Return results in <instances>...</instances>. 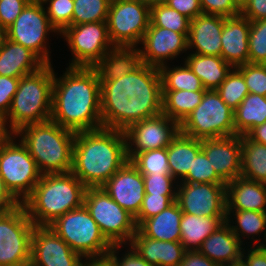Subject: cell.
I'll use <instances>...</instances> for the list:
<instances>
[{
	"instance_id": "obj_40",
	"label": "cell",
	"mask_w": 266,
	"mask_h": 266,
	"mask_svg": "<svg viewBox=\"0 0 266 266\" xmlns=\"http://www.w3.org/2000/svg\"><path fill=\"white\" fill-rule=\"evenodd\" d=\"M46 6V14L50 24L60 33L68 26L72 25V15L74 8L73 0H40ZM49 3V4H48Z\"/></svg>"
},
{
	"instance_id": "obj_27",
	"label": "cell",
	"mask_w": 266,
	"mask_h": 266,
	"mask_svg": "<svg viewBox=\"0 0 266 266\" xmlns=\"http://www.w3.org/2000/svg\"><path fill=\"white\" fill-rule=\"evenodd\" d=\"M182 210L177 201L158 215L146 219L137 229L146 237L160 241H180Z\"/></svg>"
},
{
	"instance_id": "obj_44",
	"label": "cell",
	"mask_w": 266,
	"mask_h": 266,
	"mask_svg": "<svg viewBox=\"0 0 266 266\" xmlns=\"http://www.w3.org/2000/svg\"><path fill=\"white\" fill-rule=\"evenodd\" d=\"M176 201V195H149L145 194L141 209L134 218L137 228L146 220L158 215Z\"/></svg>"
},
{
	"instance_id": "obj_54",
	"label": "cell",
	"mask_w": 266,
	"mask_h": 266,
	"mask_svg": "<svg viewBox=\"0 0 266 266\" xmlns=\"http://www.w3.org/2000/svg\"><path fill=\"white\" fill-rule=\"evenodd\" d=\"M21 203L11 194L0 177V215L17 208Z\"/></svg>"
},
{
	"instance_id": "obj_6",
	"label": "cell",
	"mask_w": 266,
	"mask_h": 266,
	"mask_svg": "<svg viewBox=\"0 0 266 266\" xmlns=\"http://www.w3.org/2000/svg\"><path fill=\"white\" fill-rule=\"evenodd\" d=\"M45 64L38 71L20 78L6 120L14 133L21 127L51 119L54 69Z\"/></svg>"
},
{
	"instance_id": "obj_34",
	"label": "cell",
	"mask_w": 266,
	"mask_h": 266,
	"mask_svg": "<svg viewBox=\"0 0 266 266\" xmlns=\"http://www.w3.org/2000/svg\"><path fill=\"white\" fill-rule=\"evenodd\" d=\"M205 91H162V113L181 124L201 103Z\"/></svg>"
},
{
	"instance_id": "obj_39",
	"label": "cell",
	"mask_w": 266,
	"mask_h": 266,
	"mask_svg": "<svg viewBox=\"0 0 266 266\" xmlns=\"http://www.w3.org/2000/svg\"><path fill=\"white\" fill-rule=\"evenodd\" d=\"M131 163L141 174H170L167 148L139 153L131 160Z\"/></svg>"
},
{
	"instance_id": "obj_36",
	"label": "cell",
	"mask_w": 266,
	"mask_h": 266,
	"mask_svg": "<svg viewBox=\"0 0 266 266\" xmlns=\"http://www.w3.org/2000/svg\"><path fill=\"white\" fill-rule=\"evenodd\" d=\"M190 21L184 14L170 8L167 4L150 8V24L157 27L170 29L177 33H183L187 37L190 30Z\"/></svg>"
},
{
	"instance_id": "obj_46",
	"label": "cell",
	"mask_w": 266,
	"mask_h": 266,
	"mask_svg": "<svg viewBox=\"0 0 266 266\" xmlns=\"http://www.w3.org/2000/svg\"><path fill=\"white\" fill-rule=\"evenodd\" d=\"M122 244L112 245V248L108 252L106 260L110 263L111 266H153L143 259L136 250L129 245L127 253L122 257L118 256V249H121Z\"/></svg>"
},
{
	"instance_id": "obj_11",
	"label": "cell",
	"mask_w": 266,
	"mask_h": 266,
	"mask_svg": "<svg viewBox=\"0 0 266 266\" xmlns=\"http://www.w3.org/2000/svg\"><path fill=\"white\" fill-rule=\"evenodd\" d=\"M84 206L112 245L122 244L125 246L130 243L132 236L137 231L135 219L104 189L101 187L87 188Z\"/></svg>"
},
{
	"instance_id": "obj_55",
	"label": "cell",
	"mask_w": 266,
	"mask_h": 266,
	"mask_svg": "<svg viewBox=\"0 0 266 266\" xmlns=\"http://www.w3.org/2000/svg\"><path fill=\"white\" fill-rule=\"evenodd\" d=\"M246 136L254 142L266 145V122L252 128Z\"/></svg>"
},
{
	"instance_id": "obj_7",
	"label": "cell",
	"mask_w": 266,
	"mask_h": 266,
	"mask_svg": "<svg viewBox=\"0 0 266 266\" xmlns=\"http://www.w3.org/2000/svg\"><path fill=\"white\" fill-rule=\"evenodd\" d=\"M49 227L86 261L106 260L112 248L84 204L61 215Z\"/></svg>"
},
{
	"instance_id": "obj_15",
	"label": "cell",
	"mask_w": 266,
	"mask_h": 266,
	"mask_svg": "<svg viewBox=\"0 0 266 266\" xmlns=\"http://www.w3.org/2000/svg\"><path fill=\"white\" fill-rule=\"evenodd\" d=\"M180 132V124L161 113L131 124L125 131L127 158L148 150L167 148Z\"/></svg>"
},
{
	"instance_id": "obj_61",
	"label": "cell",
	"mask_w": 266,
	"mask_h": 266,
	"mask_svg": "<svg viewBox=\"0 0 266 266\" xmlns=\"http://www.w3.org/2000/svg\"><path fill=\"white\" fill-rule=\"evenodd\" d=\"M227 266H244V265L241 262H239V263L230 264V265H227Z\"/></svg>"
},
{
	"instance_id": "obj_14",
	"label": "cell",
	"mask_w": 266,
	"mask_h": 266,
	"mask_svg": "<svg viewBox=\"0 0 266 266\" xmlns=\"http://www.w3.org/2000/svg\"><path fill=\"white\" fill-rule=\"evenodd\" d=\"M34 227L23 204L0 215V266L30 264Z\"/></svg>"
},
{
	"instance_id": "obj_3",
	"label": "cell",
	"mask_w": 266,
	"mask_h": 266,
	"mask_svg": "<svg viewBox=\"0 0 266 266\" xmlns=\"http://www.w3.org/2000/svg\"><path fill=\"white\" fill-rule=\"evenodd\" d=\"M124 131L101 128L75 134L72 173L87 187H101L126 162Z\"/></svg>"
},
{
	"instance_id": "obj_5",
	"label": "cell",
	"mask_w": 266,
	"mask_h": 266,
	"mask_svg": "<svg viewBox=\"0 0 266 266\" xmlns=\"http://www.w3.org/2000/svg\"><path fill=\"white\" fill-rule=\"evenodd\" d=\"M75 134L51 119L25 125L15 132L42 174L72 171Z\"/></svg>"
},
{
	"instance_id": "obj_21",
	"label": "cell",
	"mask_w": 266,
	"mask_h": 266,
	"mask_svg": "<svg viewBox=\"0 0 266 266\" xmlns=\"http://www.w3.org/2000/svg\"><path fill=\"white\" fill-rule=\"evenodd\" d=\"M225 17L201 14L191 19L188 50L201 55L221 56V34Z\"/></svg>"
},
{
	"instance_id": "obj_45",
	"label": "cell",
	"mask_w": 266,
	"mask_h": 266,
	"mask_svg": "<svg viewBox=\"0 0 266 266\" xmlns=\"http://www.w3.org/2000/svg\"><path fill=\"white\" fill-rule=\"evenodd\" d=\"M145 194L176 195L178 182L171 174H142ZM175 184V185H174ZM176 186V187H174Z\"/></svg>"
},
{
	"instance_id": "obj_30",
	"label": "cell",
	"mask_w": 266,
	"mask_h": 266,
	"mask_svg": "<svg viewBox=\"0 0 266 266\" xmlns=\"http://www.w3.org/2000/svg\"><path fill=\"white\" fill-rule=\"evenodd\" d=\"M226 217H204L188 213L182 214L180 222V242L186 251L198 250Z\"/></svg>"
},
{
	"instance_id": "obj_4",
	"label": "cell",
	"mask_w": 266,
	"mask_h": 266,
	"mask_svg": "<svg viewBox=\"0 0 266 266\" xmlns=\"http://www.w3.org/2000/svg\"><path fill=\"white\" fill-rule=\"evenodd\" d=\"M86 189L72 172L42 174L22 204L35 226H49L61 215L81 207Z\"/></svg>"
},
{
	"instance_id": "obj_58",
	"label": "cell",
	"mask_w": 266,
	"mask_h": 266,
	"mask_svg": "<svg viewBox=\"0 0 266 266\" xmlns=\"http://www.w3.org/2000/svg\"><path fill=\"white\" fill-rule=\"evenodd\" d=\"M149 8L157 5L166 4L167 0H142Z\"/></svg>"
},
{
	"instance_id": "obj_17",
	"label": "cell",
	"mask_w": 266,
	"mask_h": 266,
	"mask_svg": "<svg viewBox=\"0 0 266 266\" xmlns=\"http://www.w3.org/2000/svg\"><path fill=\"white\" fill-rule=\"evenodd\" d=\"M141 44L144 47L135 49L132 55L138 61L157 68L166 65L168 63L166 61L174 60L188 50L185 34L155 25H149Z\"/></svg>"
},
{
	"instance_id": "obj_57",
	"label": "cell",
	"mask_w": 266,
	"mask_h": 266,
	"mask_svg": "<svg viewBox=\"0 0 266 266\" xmlns=\"http://www.w3.org/2000/svg\"><path fill=\"white\" fill-rule=\"evenodd\" d=\"M84 266H111L107 260L86 261Z\"/></svg>"
},
{
	"instance_id": "obj_9",
	"label": "cell",
	"mask_w": 266,
	"mask_h": 266,
	"mask_svg": "<svg viewBox=\"0 0 266 266\" xmlns=\"http://www.w3.org/2000/svg\"><path fill=\"white\" fill-rule=\"evenodd\" d=\"M106 22L114 47L132 54L149 27L150 8L142 0H111Z\"/></svg>"
},
{
	"instance_id": "obj_10",
	"label": "cell",
	"mask_w": 266,
	"mask_h": 266,
	"mask_svg": "<svg viewBox=\"0 0 266 266\" xmlns=\"http://www.w3.org/2000/svg\"><path fill=\"white\" fill-rule=\"evenodd\" d=\"M233 114L216 90H206L201 103L180 124V132L196 139L236 135Z\"/></svg>"
},
{
	"instance_id": "obj_16",
	"label": "cell",
	"mask_w": 266,
	"mask_h": 266,
	"mask_svg": "<svg viewBox=\"0 0 266 266\" xmlns=\"http://www.w3.org/2000/svg\"><path fill=\"white\" fill-rule=\"evenodd\" d=\"M176 201L183 213L227 217L226 184L180 182Z\"/></svg>"
},
{
	"instance_id": "obj_31",
	"label": "cell",
	"mask_w": 266,
	"mask_h": 266,
	"mask_svg": "<svg viewBox=\"0 0 266 266\" xmlns=\"http://www.w3.org/2000/svg\"><path fill=\"white\" fill-rule=\"evenodd\" d=\"M235 212V213H234ZM234 217H232V214ZM232 217V218H231ZM235 218V221L233 220ZM232 232L237 236L241 244H243V237L248 238L249 236L255 239L256 235L264 234V242H266V212L259 211H241V210H227L226 221ZM231 222H236L232 225ZM264 232V233H263ZM255 235V236H254ZM254 236V237H253ZM242 237V238H241ZM258 240V241H257ZM260 241V242H259ZM254 246H266V243H262L261 239H255L253 241ZM256 244V245H255Z\"/></svg>"
},
{
	"instance_id": "obj_41",
	"label": "cell",
	"mask_w": 266,
	"mask_h": 266,
	"mask_svg": "<svg viewBox=\"0 0 266 266\" xmlns=\"http://www.w3.org/2000/svg\"><path fill=\"white\" fill-rule=\"evenodd\" d=\"M249 63L266 64V19L250 22Z\"/></svg>"
},
{
	"instance_id": "obj_8",
	"label": "cell",
	"mask_w": 266,
	"mask_h": 266,
	"mask_svg": "<svg viewBox=\"0 0 266 266\" xmlns=\"http://www.w3.org/2000/svg\"><path fill=\"white\" fill-rule=\"evenodd\" d=\"M60 34L72 52L71 67H101L121 55L110 41L106 21L71 25Z\"/></svg>"
},
{
	"instance_id": "obj_56",
	"label": "cell",
	"mask_w": 266,
	"mask_h": 266,
	"mask_svg": "<svg viewBox=\"0 0 266 266\" xmlns=\"http://www.w3.org/2000/svg\"><path fill=\"white\" fill-rule=\"evenodd\" d=\"M9 129L6 116L0 113V147L15 134Z\"/></svg>"
},
{
	"instance_id": "obj_13",
	"label": "cell",
	"mask_w": 266,
	"mask_h": 266,
	"mask_svg": "<svg viewBox=\"0 0 266 266\" xmlns=\"http://www.w3.org/2000/svg\"><path fill=\"white\" fill-rule=\"evenodd\" d=\"M44 6L40 0H31L6 29V38L32 51L44 64H51L47 34L58 31L50 24Z\"/></svg>"
},
{
	"instance_id": "obj_18",
	"label": "cell",
	"mask_w": 266,
	"mask_h": 266,
	"mask_svg": "<svg viewBox=\"0 0 266 266\" xmlns=\"http://www.w3.org/2000/svg\"><path fill=\"white\" fill-rule=\"evenodd\" d=\"M49 226H35L31 240L33 266H84L86 260Z\"/></svg>"
},
{
	"instance_id": "obj_38",
	"label": "cell",
	"mask_w": 266,
	"mask_h": 266,
	"mask_svg": "<svg viewBox=\"0 0 266 266\" xmlns=\"http://www.w3.org/2000/svg\"><path fill=\"white\" fill-rule=\"evenodd\" d=\"M216 91L233 111L249 94L243 75L236 68L231 70Z\"/></svg>"
},
{
	"instance_id": "obj_35",
	"label": "cell",
	"mask_w": 266,
	"mask_h": 266,
	"mask_svg": "<svg viewBox=\"0 0 266 266\" xmlns=\"http://www.w3.org/2000/svg\"><path fill=\"white\" fill-rule=\"evenodd\" d=\"M182 66H174L171 68L166 64L159 68L162 80V91L206 90L201 80L185 62Z\"/></svg>"
},
{
	"instance_id": "obj_24",
	"label": "cell",
	"mask_w": 266,
	"mask_h": 266,
	"mask_svg": "<svg viewBox=\"0 0 266 266\" xmlns=\"http://www.w3.org/2000/svg\"><path fill=\"white\" fill-rule=\"evenodd\" d=\"M200 253L219 266L241 262L243 247L229 224L220 225L200 246Z\"/></svg>"
},
{
	"instance_id": "obj_26",
	"label": "cell",
	"mask_w": 266,
	"mask_h": 266,
	"mask_svg": "<svg viewBox=\"0 0 266 266\" xmlns=\"http://www.w3.org/2000/svg\"><path fill=\"white\" fill-rule=\"evenodd\" d=\"M45 64L23 45L5 39L0 46V76L21 78Z\"/></svg>"
},
{
	"instance_id": "obj_33",
	"label": "cell",
	"mask_w": 266,
	"mask_h": 266,
	"mask_svg": "<svg viewBox=\"0 0 266 266\" xmlns=\"http://www.w3.org/2000/svg\"><path fill=\"white\" fill-rule=\"evenodd\" d=\"M242 146L240 176L266 184V145L240 136Z\"/></svg>"
},
{
	"instance_id": "obj_60",
	"label": "cell",
	"mask_w": 266,
	"mask_h": 266,
	"mask_svg": "<svg viewBox=\"0 0 266 266\" xmlns=\"http://www.w3.org/2000/svg\"><path fill=\"white\" fill-rule=\"evenodd\" d=\"M235 3L241 8L242 5L247 1V0H234Z\"/></svg>"
},
{
	"instance_id": "obj_52",
	"label": "cell",
	"mask_w": 266,
	"mask_h": 266,
	"mask_svg": "<svg viewBox=\"0 0 266 266\" xmlns=\"http://www.w3.org/2000/svg\"><path fill=\"white\" fill-rule=\"evenodd\" d=\"M249 247L248 253L245 251L246 247L243 248L241 263L244 266H266V246Z\"/></svg>"
},
{
	"instance_id": "obj_23",
	"label": "cell",
	"mask_w": 266,
	"mask_h": 266,
	"mask_svg": "<svg viewBox=\"0 0 266 266\" xmlns=\"http://www.w3.org/2000/svg\"><path fill=\"white\" fill-rule=\"evenodd\" d=\"M128 245L153 266H178L185 248L180 241H160L144 236L138 229Z\"/></svg>"
},
{
	"instance_id": "obj_48",
	"label": "cell",
	"mask_w": 266,
	"mask_h": 266,
	"mask_svg": "<svg viewBox=\"0 0 266 266\" xmlns=\"http://www.w3.org/2000/svg\"><path fill=\"white\" fill-rule=\"evenodd\" d=\"M31 0H0V26L10 27Z\"/></svg>"
},
{
	"instance_id": "obj_28",
	"label": "cell",
	"mask_w": 266,
	"mask_h": 266,
	"mask_svg": "<svg viewBox=\"0 0 266 266\" xmlns=\"http://www.w3.org/2000/svg\"><path fill=\"white\" fill-rule=\"evenodd\" d=\"M184 62L206 90H216L233 69L221 56L190 53Z\"/></svg>"
},
{
	"instance_id": "obj_47",
	"label": "cell",
	"mask_w": 266,
	"mask_h": 266,
	"mask_svg": "<svg viewBox=\"0 0 266 266\" xmlns=\"http://www.w3.org/2000/svg\"><path fill=\"white\" fill-rule=\"evenodd\" d=\"M203 14L235 17L240 15V7L234 0H200Z\"/></svg>"
},
{
	"instance_id": "obj_22",
	"label": "cell",
	"mask_w": 266,
	"mask_h": 266,
	"mask_svg": "<svg viewBox=\"0 0 266 266\" xmlns=\"http://www.w3.org/2000/svg\"><path fill=\"white\" fill-rule=\"evenodd\" d=\"M250 21L241 14L225 17L221 34V57L233 68L249 63Z\"/></svg>"
},
{
	"instance_id": "obj_59",
	"label": "cell",
	"mask_w": 266,
	"mask_h": 266,
	"mask_svg": "<svg viewBox=\"0 0 266 266\" xmlns=\"http://www.w3.org/2000/svg\"><path fill=\"white\" fill-rule=\"evenodd\" d=\"M6 39V30L0 26V46L3 44Z\"/></svg>"
},
{
	"instance_id": "obj_50",
	"label": "cell",
	"mask_w": 266,
	"mask_h": 266,
	"mask_svg": "<svg viewBox=\"0 0 266 266\" xmlns=\"http://www.w3.org/2000/svg\"><path fill=\"white\" fill-rule=\"evenodd\" d=\"M240 14L250 22L266 19V0H247L240 8Z\"/></svg>"
},
{
	"instance_id": "obj_1",
	"label": "cell",
	"mask_w": 266,
	"mask_h": 266,
	"mask_svg": "<svg viewBox=\"0 0 266 266\" xmlns=\"http://www.w3.org/2000/svg\"><path fill=\"white\" fill-rule=\"evenodd\" d=\"M103 128L125 131L131 124L162 113L159 68L121 54L99 67Z\"/></svg>"
},
{
	"instance_id": "obj_20",
	"label": "cell",
	"mask_w": 266,
	"mask_h": 266,
	"mask_svg": "<svg viewBox=\"0 0 266 266\" xmlns=\"http://www.w3.org/2000/svg\"><path fill=\"white\" fill-rule=\"evenodd\" d=\"M201 150L226 184L240 177L242 146L239 135L201 139Z\"/></svg>"
},
{
	"instance_id": "obj_25",
	"label": "cell",
	"mask_w": 266,
	"mask_h": 266,
	"mask_svg": "<svg viewBox=\"0 0 266 266\" xmlns=\"http://www.w3.org/2000/svg\"><path fill=\"white\" fill-rule=\"evenodd\" d=\"M227 210L266 212V184L237 177L226 184Z\"/></svg>"
},
{
	"instance_id": "obj_49",
	"label": "cell",
	"mask_w": 266,
	"mask_h": 266,
	"mask_svg": "<svg viewBox=\"0 0 266 266\" xmlns=\"http://www.w3.org/2000/svg\"><path fill=\"white\" fill-rule=\"evenodd\" d=\"M20 78L0 76V113L7 115L18 89Z\"/></svg>"
},
{
	"instance_id": "obj_12",
	"label": "cell",
	"mask_w": 266,
	"mask_h": 266,
	"mask_svg": "<svg viewBox=\"0 0 266 266\" xmlns=\"http://www.w3.org/2000/svg\"><path fill=\"white\" fill-rule=\"evenodd\" d=\"M15 134L0 147V177L11 194L22 204L33 192L42 173L27 147L15 142Z\"/></svg>"
},
{
	"instance_id": "obj_37",
	"label": "cell",
	"mask_w": 266,
	"mask_h": 266,
	"mask_svg": "<svg viewBox=\"0 0 266 266\" xmlns=\"http://www.w3.org/2000/svg\"><path fill=\"white\" fill-rule=\"evenodd\" d=\"M72 25L107 21L111 0H73Z\"/></svg>"
},
{
	"instance_id": "obj_42",
	"label": "cell",
	"mask_w": 266,
	"mask_h": 266,
	"mask_svg": "<svg viewBox=\"0 0 266 266\" xmlns=\"http://www.w3.org/2000/svg\"><path fill=\"white\" fill-rule=\"evenodd\" d=\"M180 182L226 184L215 172L205 153L201 150L189 169L188 175Z\"/></svg>"
},
{
	"instance_id": "obj_43",
	"label": "cell",
	"mask_w": 266,
	"mask_h": 266,
	"mask_svg": "<svg viewBox=\"0 0 266 266\" xmlns=\"http://www.w3.org/2000/svg\"><path fill=\"white\" fill-rule=\"evenodd\" d=\"M236 69L243 75L249 93L266 97V64L246 63Z\"/></svg>"
},
{
	"instance_id": "obj_32",
	"label": "cell",
	"mask_w": 266,
	"mask_h": 266,
	"mask_svg": "<svg viewBox=\"0 0 266 266\" xmlns=\"http://www.w3.org/2000/svg\"><path fill=\"white\" fill-rule=\"evenodd\" d=\"M233 112L236 135L245 136L266 122V97L249 93Z\"/></svg>"
},
{
	"instance_id": "obj_51",
	"label": "cell",
	"mask_w": 266,
	"mask_h": 266,
	"mask_svg": "<svg viewBox=\"0 0 266 266\" xmlns=\"http://www.w3.org/2000/svg\"><path fill=\"white\" fill-rule=\"evenodd\" d=\"M166 4L189 19H194L203 14L200 0H167Z\"/></svg>"
},
{
	"instance_id": "obj_53",
	"label": "cell",
	"mask_w": 266,
	"mask_h": 266,
	"mask_svg": "<svg viewBox=\"0 0 266 266\" xmlns=\"http://www.w3.org/2000/svg\"><path fill=\"white\" fill-rule=\"evenodd\" d=\"M178 266H219L198 250L186 251Z\"/></svg>"
},
{
	"instance_id": "obj_19",
	"label": "cell",
	"mask_w": 266,
	"mask_h": 266,
	"mask_svg": "<svg viewBox=\"0 0 266 266\" xmlns=\"http://www.w3.org/2000/svg\"><path fill=\"white\" fill-rule=\"evenodd\" d=\"M102 189L134 218L138 215L145 195L143 175L127 161Z\"/></svg>"
},
{
	"instance_id": "obj_29",
	"label": "cell",
	"mask_w": 266,
	"mask_h": 266,
	"mask_svg": "<svg viewBox=\"0 0 266 266\" xmlns=\"http://www.w3.org/2000/svg\"><path fill=\"white\" fill-rule=\"evenodd\" d=\"M200 151L201 139L186 136L181 132L167 147L170 174L175 180L178 178V183L188 175L189 169H192L193 161Z\"/></svg>"
},
{
	"instance_id": "obj_2",
	"label": "cell",
	"mask_w": 266,
	"mask_h": 266,
	"mask_svg": "<svg viewBox=\"0 0 266 266\" xmlns=\"http://www.w3.org/2000/svg\"><path fill=\"white\" fill-rule=\"evenodd\" d=\"M54 72L51 120L74 132L103 128L99 67H71Z\"/></svg>"
}]
</instances>
